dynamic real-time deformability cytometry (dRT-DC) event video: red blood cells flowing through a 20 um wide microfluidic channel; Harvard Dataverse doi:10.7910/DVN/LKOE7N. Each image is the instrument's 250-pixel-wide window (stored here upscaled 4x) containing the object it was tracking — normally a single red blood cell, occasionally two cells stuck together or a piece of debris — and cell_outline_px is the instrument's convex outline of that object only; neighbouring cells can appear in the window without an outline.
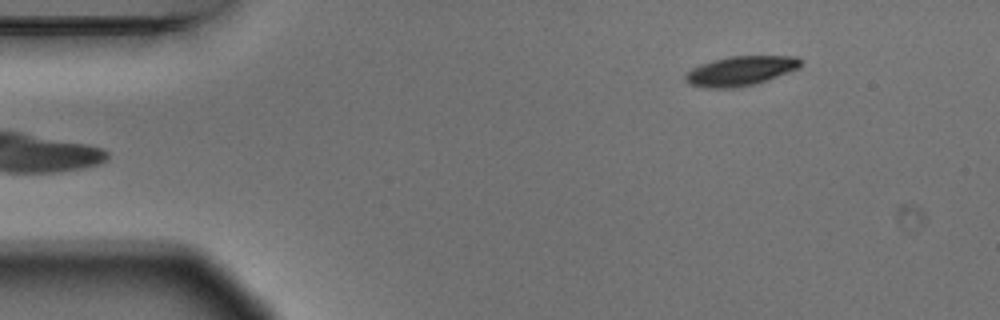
{"species": "Egyptian fruit bat (a non-hibernating species)", "species_latin": "Rousettus aegyptiacus", "temperature_condition": "warm", "stored_images_in_passage": 5, "camera_frame_rate_fps": 3000, "um_per_image_px": 0.085, "animal": {"sex": "male"}, "frame": {"image": 1, "passage_image": 5, "time_ms": 1.333, "image_size_px": [1000, 320], "cell_outline_px": [[800, 68], [752, 84], [736, 88], [700, 88], [688, 84], [684, 80], [684, 76], [692, 68], [716, 60], [732, 56], [796, 56], [800, 60]], "centroid_in_image_um": [62.9, 6.04], "position_along_channel_um": 22.1, "area_um2": 19.48}}